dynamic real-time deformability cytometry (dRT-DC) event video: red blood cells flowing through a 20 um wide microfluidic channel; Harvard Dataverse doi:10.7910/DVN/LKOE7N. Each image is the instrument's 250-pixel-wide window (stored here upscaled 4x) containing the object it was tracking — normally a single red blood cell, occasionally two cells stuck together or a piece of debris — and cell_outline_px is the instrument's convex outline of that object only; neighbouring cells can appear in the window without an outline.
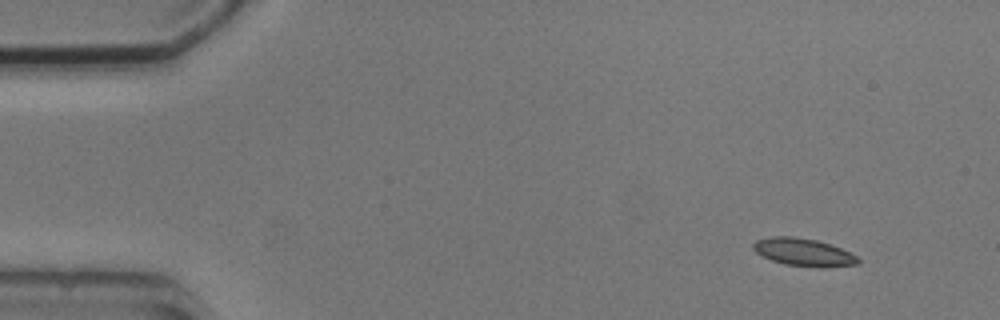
{"species": "common noctule bat (a hibernating species)", "species_latin": "Nyctalus noctula", "temperature_condition": "cold", "stored_images_in_passage": 4, "camera_frame_rate_fps": 3000, "um_per_image_px": 0.085, "animal": {"sex": "male", "body_mass_g": 20.5, "forearm_length_mm": 52.5}, "frame": {"image": 1, "passage_image": 1, "time_ms": 0.0, "image_size_px": [1000, 320], "cell_outline_px": [[860, 264], [824, 268], [820, 268], [784, 264], [760, 256], [752, 248], [752, 244], [756, 240], [772, 236], [792, 236], [816, 240], [840, 248], [856, 256], [860, 260]], "centroid_in_image_um": [68.28, 21.45], "position_along_channel_um": 16.7, "area_um2": 16.99}}
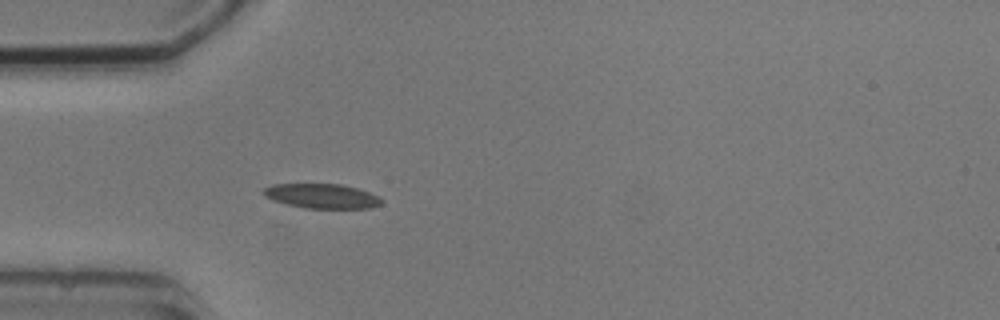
{"frame": {"image": 2, "passage_image": 4, "time_ms": 3.667, "image_size_px": [1000, 320], "cell_outline_px": [[384, 200], [380, 204], [372, 208], [304, 208], [272, 200], [264, 196], [260, 192], [264, 188], [272, 184], [340, 184], [356, 188], [380, 196]], "centroid_in_image_um": [27.34, 16.66], "position_along_channel_um": 57.7, "area_um2": 16.99}}